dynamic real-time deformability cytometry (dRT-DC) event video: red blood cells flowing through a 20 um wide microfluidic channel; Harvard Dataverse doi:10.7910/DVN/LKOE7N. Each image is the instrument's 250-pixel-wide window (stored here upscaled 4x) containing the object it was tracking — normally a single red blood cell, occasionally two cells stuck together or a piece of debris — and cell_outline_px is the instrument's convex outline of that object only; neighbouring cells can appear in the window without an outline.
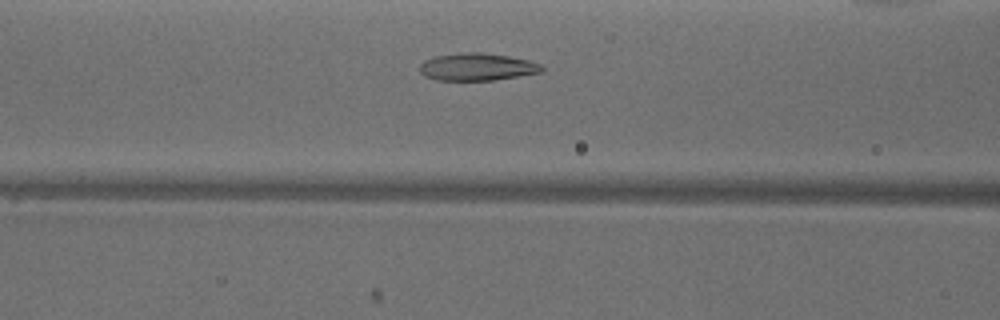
{"species": "common noctule bat (a hibernating species)", "species_latin": "Nyctalus noctula", "temperature_condition": "warm", "stored_images_in_passage": 31, "camera_frame_rate_fps": 3000, "um_per_image_px": 0.085, "animal": {"sex": "male", "body_mass_g": 18.8}, "frame": {"image": 1, "passage_image": 12, "time_ms": 3.667, "image_size_px": [1000, 320], "cell_outline_px": [[544, 72], [492, 80], [436, 80], [424, 76], [420, 72], [420, 64], [424, 60], [436, 56], [460, 52], [480, 52], [508, 56], [528, 60], [540, 64], [544, 68]], "centroid_in_image_um": [40.54, 5.68], "position_along_channel_um": 126.1, "area_um2": 19.54}}
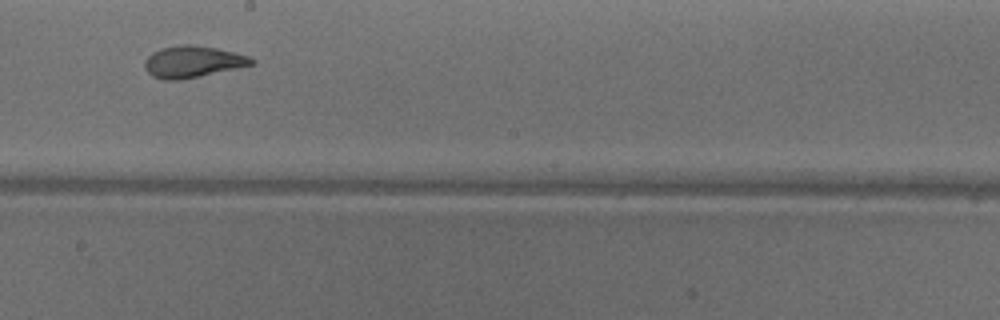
{"frame": {"image": 2, "passage_image": 20, "time_ms": 6.333, "image_size_px": [1000, 320], "cell_outline_px": [[256, 64], [200, 76], [180, 80], [164, 80], [152, 76], [144, 68], [144, 60], [152, 52], [160, 48], [180, 44], [192, 44], [216, 48], [236, 52], [248, 56], [256, 60]], "centroid_in_image_um": [16.38, 5.24], "position_along_channel_um": 231.8, "area_um2": 19.94}}
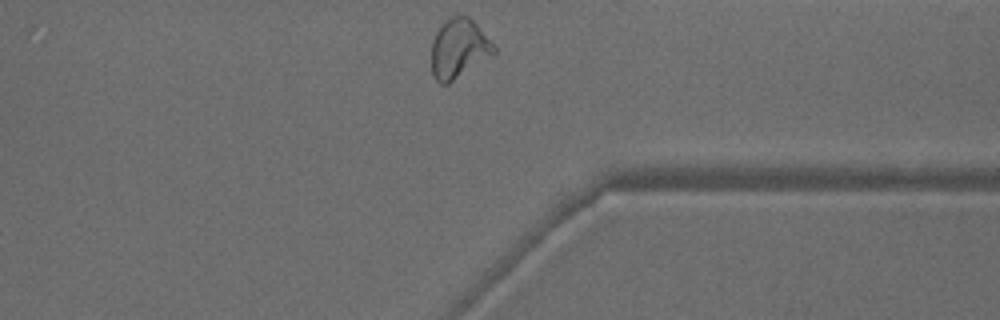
{"frame": {"image": 3, "passage_image": 31, "time_ms": 10.0, "image_size_px": [1000, 320], "cell_outline_px": [[496, 52], [448, 84], [440, 84], [436, 80], [432, 72], [432, 44], [436, 32], [440, 24], [452, 16], [468, 16], [496, 44]], "centroid_in_image_um": [39.01, 4.12], "position_along_channel_um": 372.4, "area_um2": 21.44}, "authors_computed_cell_mechanics": {"area_um2": 19.652, "velocity_mm_per_s": 3.9653, "shape_relaxation_time_tau1_ms": 9.6911, "shape_relaxation_time_tau2_ms": 1.3998, "deformation_change_tau1": 0.2696, "deformation_change_tau2": 0.0892}}